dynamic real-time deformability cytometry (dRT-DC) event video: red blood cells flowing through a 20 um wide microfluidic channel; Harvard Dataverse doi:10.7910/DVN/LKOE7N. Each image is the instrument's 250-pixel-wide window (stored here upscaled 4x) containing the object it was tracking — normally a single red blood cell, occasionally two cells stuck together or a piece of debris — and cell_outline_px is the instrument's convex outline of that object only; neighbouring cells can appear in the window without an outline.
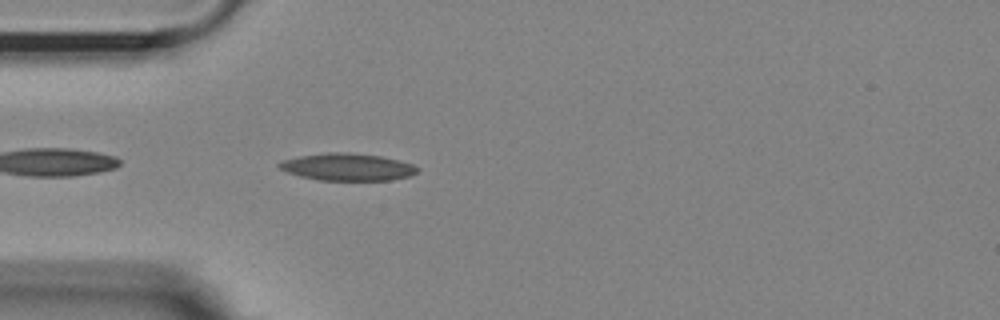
{"species": "Egyptian fruit bat (a non-hibernating species)", "species_latin": "Rousettus aegyptiacus", "temperature_condition": "room temperature", "stored_images_in_passage": 17, "camera_frame_rate_fps": 3000, "um_per_image_px": 0.085, "animal": {"sex": "female"}, "frame": {"image": 1, "passage_image": 3, "time_ms": 0.667, "image_size_px": [1000, 320], "cell_outline_px": [[420, 168], [416, 172], [408, 176], [392, 180], [320, 180], [300, 176], [288, 172], [280, 168], [276, 164], [284, 160], [300, 156], [328, 152], [348, 152], [380, 156], [412, 164]], "centroid_in_image_um": [29.53, 14.19], "position_along_channel_um": 55.5, "area_um2": 21.68}}
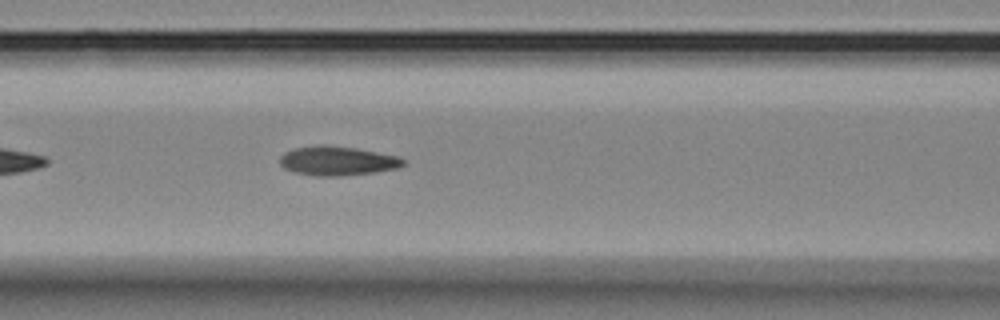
{"frame": {"image": 2, "passage_image": 10, "time_ms": 3.0, "image_size_px": [1000, 320], "cell_outline_px": [[404, 164], [396, 168], [372, 172], [340, 176], [316, 176], [296, 172], [284, 168], [280, 164], [280, 156], [284, 152], [296, 148], [320, 144], [324, 144], [356, 148], [400, 156], [404, 160]], "centroid_in_image_um": [28.66, 13.66], "position_along_channel_um": 137.9, "area_um2": 20.92}}